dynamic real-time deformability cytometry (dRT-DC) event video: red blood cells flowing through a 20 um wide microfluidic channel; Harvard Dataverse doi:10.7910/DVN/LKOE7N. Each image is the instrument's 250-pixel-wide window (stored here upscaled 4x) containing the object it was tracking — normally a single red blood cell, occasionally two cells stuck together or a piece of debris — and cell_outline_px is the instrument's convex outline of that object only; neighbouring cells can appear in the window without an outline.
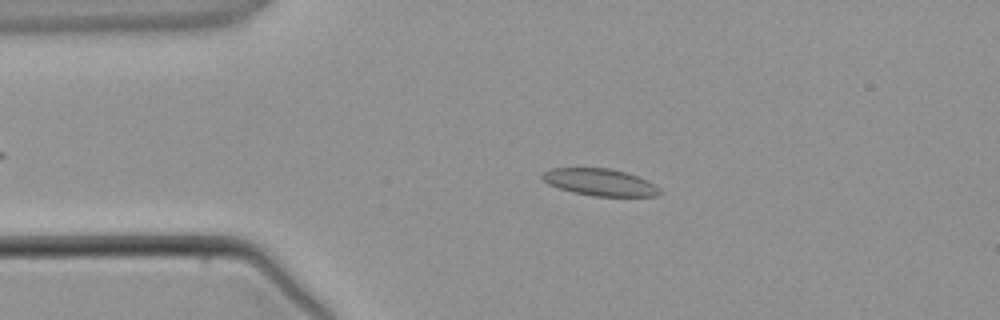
{"species": "common noctule bat (a hibernating species)", "species_latin": "Nyctalus noctula", "temperature_condition": "warm", "stored_images_in_passage": 5, "camera_frame_rate_fps": 3000, "um_per_image_px": 0.085, "animal": {"sex": "male", "body_mass_g": 21.5, "forearm_length_mm": 52.0}, "frame": {"image": 1, "passage_image": 2, "time_ms": 1.333, "image_size_px": [1000, 320], "cell_outline_px": [[660, 192], [656, 196], [592, 196], [572, 192], [548, 184], [540, 176], [544, 172], [552, 168], [608, 168], [624, 172], [648, 180], [660, 188]], "centroid_in_image_um": [50.98, 15.49], "position_along_channel_um": 34.0, "area_um2": 18.32}}
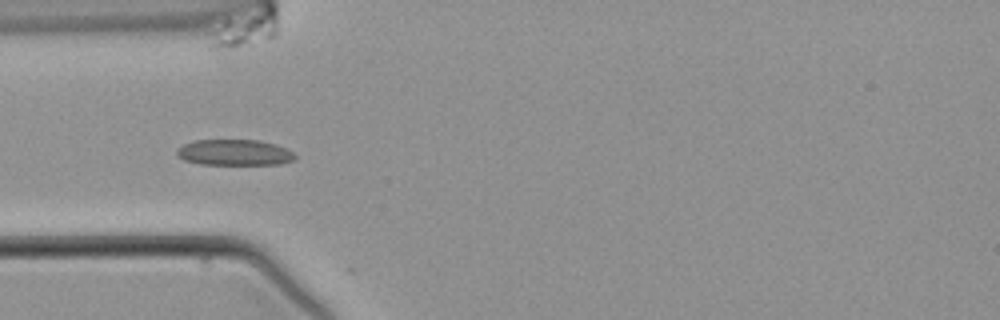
{"frame": {"image": 2, "passage_image": 3, "time_ms": 2.667, "image_size_px": [1000, 320], "cell_outline_px": [[296, 160], [280, 164], [200, 164], [184, 160], [176, 156], [176, 148], [184, 144], [196, 140], [260, 140], [276, 144], [292, 152], [296, 156]], "centroid_in_image_um": [19.91, 12.96], "position_along_channel_um": 65.1, "area_um2": 17.92}}
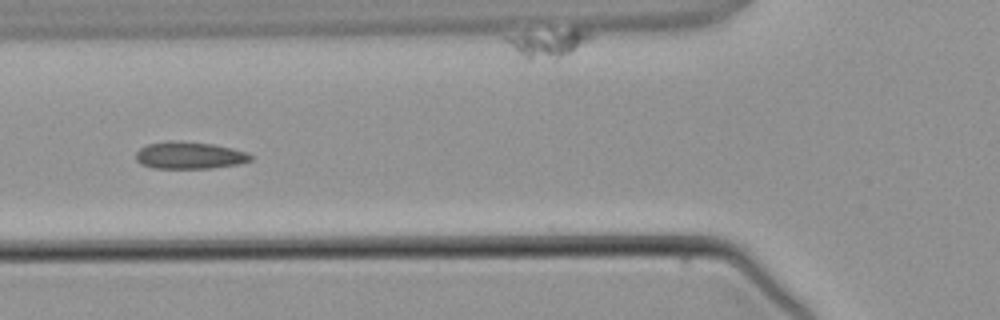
{"frame": {"image": 3, "passage_image": 4, "time_ms": 3.667, "image_size_px": [1000, 320], "cell_outline_px": [[252, 160], [240, 164], [212, 168], [152, 168], [140, 164], [136, 160], [136, 152], [140, 148], [148, 144], [164, 140], [176, 140], [212, 144], [232, 148], [248, 152], [252, 156]], "centroid_in_image_um": [16.09, 13.2], "position_along_channel_um": 109.7, "area_um2": 18.38}}